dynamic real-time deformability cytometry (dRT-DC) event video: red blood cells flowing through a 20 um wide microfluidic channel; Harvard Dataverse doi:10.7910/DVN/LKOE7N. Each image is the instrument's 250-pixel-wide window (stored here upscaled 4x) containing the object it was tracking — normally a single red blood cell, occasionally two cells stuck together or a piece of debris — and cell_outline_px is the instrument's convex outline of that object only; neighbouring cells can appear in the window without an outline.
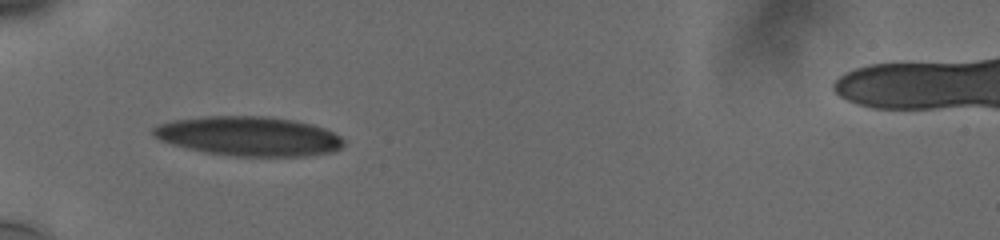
{"species": "human", "species_latin": "Homo sapiens", "temperature_condition": "cold", "stored_images_in_passage": 23, "camera_frame_rate_fps": 3000, "um_per_image_px": 0.085, "donor": {"sex": "male"}, "frame": {"image": 1, "passage_image": 1, "time_ms": 0.0, "image_size_px": [1000, 240], "cell_outline_px": [[344, 144], [340, 148], [332, 152], [304, 156], [236, 156], [208, 152], [188, 148], [172, 144], [160, 140], [152, 132], [152, 128], [160, 124], [176, 120], [204, 116], [268, 116], [296, 120], [312, 124], [324, 128], [340, 136], [344, 140]], "centroid_in_image_um": [21.19, 11.57], "position_along_channel_um": 63.8, "area_um2": 43.52}}
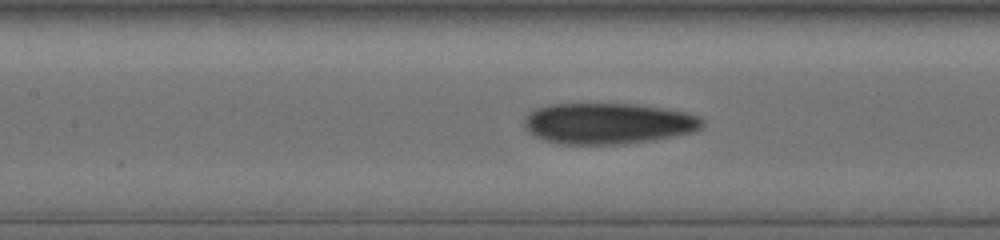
{"frame": {"image": 2, "passage_image": 16, "time_ms": 2.667, "image_size_px": [1000, 240], "cell_outline_px": [[704, 124], [700, 128], [692, 132], [648, 140], [624, 144], [560, 144], [544, 140], [528, 132], [524, 128], [524, 120], [536, 108], [552, 104], [632, 104], [660, 108], [684, 112], [700, 116], [704, 120]], "centroid_in_image_um": [51.66, 10.5], "position_along_channel_um": 155.7, "area_um2": 42.14}}
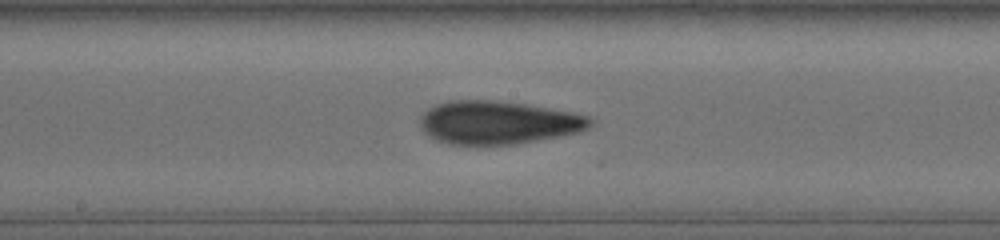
{"frame": {"image": 3, "passage_image": 22, "time_ms": 4.0, "image_size_px": [1000, 240], "cell_outline_px": [[592, 124], [588, 128], [580, 132], [516, 144], [448, 144], [436, 140], [424, 132], [420, 128], [420, 116], [428, 108], [436, 104], [452, 100], [492, 100], [524, 104], [568, 112], [588, 116], [592, 120]], "centroid_in_image_um": [42.29, 10.42], "position_along_channel_um": 205.9, "area_um2": 42.48}}